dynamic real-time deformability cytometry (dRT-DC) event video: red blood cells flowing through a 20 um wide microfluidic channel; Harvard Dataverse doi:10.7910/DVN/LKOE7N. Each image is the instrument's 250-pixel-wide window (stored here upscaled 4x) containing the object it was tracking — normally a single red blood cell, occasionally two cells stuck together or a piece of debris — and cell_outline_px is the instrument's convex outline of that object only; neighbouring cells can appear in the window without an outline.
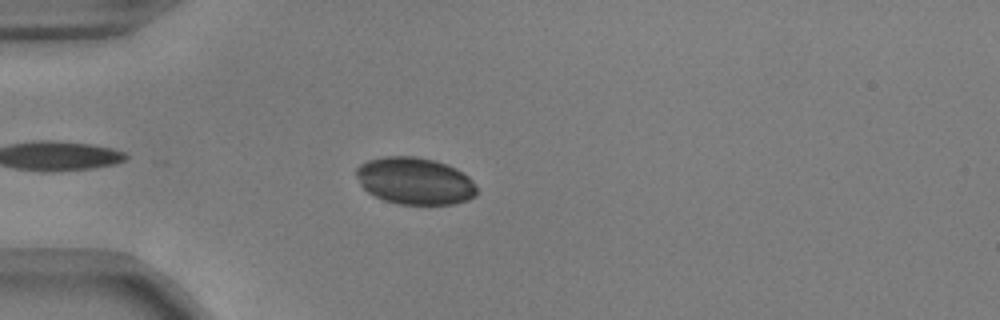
{"species": "common noctule bat (a hibernating species)", "species_latin": "Nyctalus noctula", "temperature_condition": "warm", "stored_images_in_passage": 26, "camera_frame_rate_fps": 3000, "um_per_image_px": 0.085, "animal": {"sex": "male", "body_mass_g": 17.9, "forearm_length_mm": 54.2}, "frame": {"image": 1, "passage_image": 4, "time_ms": 1.0, "image_size_px": [1000, 320], "cell_outline_px": [[476, 196], [468, 200], [456, 204], [400, 204], [384, 200], [368, 192], [360, 184], [356, 176], [356, 168], [360, 164], [368, 160], [384, 156], [412, 156], [432, 160], [448, 164], [456, 168], [468, 176], [472, 180], [476, 188]], "centroid_in_image_um": [35.27, 15.38], "position_along_channel_um": 49.7, "area_um2": 33.06}}
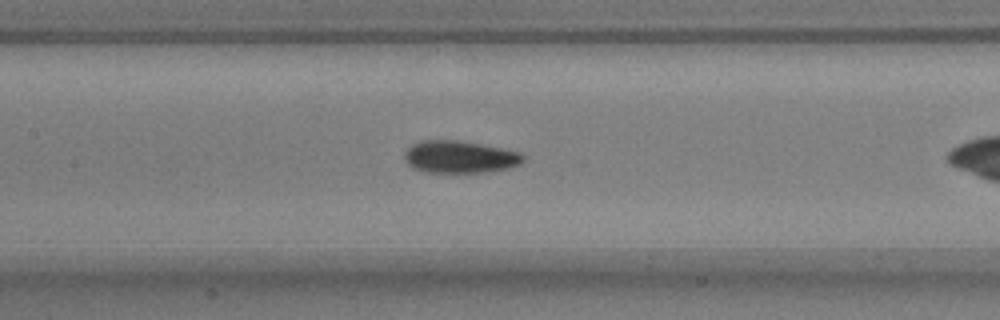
{"frame": {"image": 2, "passage_image": 11, "time_ms": 3.333, "image_size_px": [1000, 320], "cell_outline_px": [[524, 160], [520, 164], [508, 168], [484, 172], [424, 172], [412, 168], [404, 160], [404, 152], [416, 140], [460, 140], [520, 152], [524, 156]], "centroid_in_image_um": [39.03, 13.33], "position_along_channel_um": 168.4, "area_um2": 22.43}}
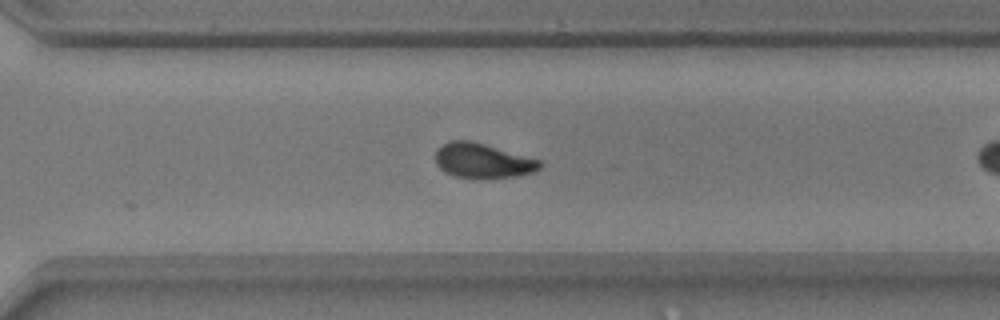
{"frame": {"image": 3, "passage_image": 24, "time_ms": 7.667, "image_size_px": [1000, 320], "cell_outline_px": [[544, 164], [540, 168], [532, 172], [516, 176], [488, 180], [472, 180], [452, 176], [444, 172], [436, 164], [436, 148], [448, 140], [472, 140], [540, 160]], "centroid_in_image_um": [40.99, 13.69], "position_along_channel_um": 329.6, "area_um2": 21.91}}